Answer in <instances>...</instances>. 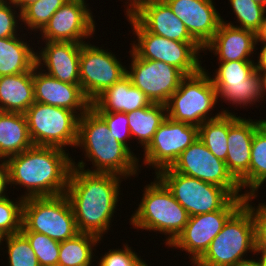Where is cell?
Wrapping results in <instances>:
<instances>
[{
    "mask_svg": "<svg viewBox=\"0 0 266 266\" xmlns=\"http://www.w3.org/2000/svg\"><path fill=\"white\" fill-rule=\"evenodd\" d=\"M75 164L72 161L65 195L71 204L78 232L102 239L111 227L123 178L112 173L86 171L83 160Z\"/></svg>",
    "mask_w": 266,
    "mask_h": 266,
    "instance_id": "1",
    "label": "cell"
},
{
    "mask_svg": "<svg viewBox=\"0 0 266 266\" xmlns=\"http://www.w3.org/2000/svg\"><path fill=\"white\" fill-rule=\"evenodd\" d=\"M68 154L59 147L33 145L7 158L10 185L27 188L23 199L65 194L73 167Z\"/></svg>",
    "mask_w": 266,
    "mask_h": 266,
    "instance_id": "2",
    "label": "cell"
},
{
    "mask_svg": "<svg viewBox=\"0 0 266 266\" xmlns=\"http://www.w3.org/2000/svg\"><path fill=\"white\" fill-rule=\"evenodd\" d=\"M82 147L92 162L89 172L112 173L125 178L138 175L139 158L114 138L105 120L90 107L78 122L76 147Z\"/></svg>",
    "mask_w": 266,
    "mask_h": 266,
    "instance_id": "3",
    "label": "cell"
},
{
    "mask_svg": "<svg viewBox=\"0 0 266 266\" xmlns=\"http://www.w3.org/2000/svg\"><path fill=\"white\" fill-rule=\"evenodd\" d=\"M155 179L144 187L143 197L130 223L135 229L169 235L165 240L167 246L183 231L189 215L168 188L157 177Z\"/></svg>",
    "mask_w": 266,
    "mask_h": 266,
    "instance_id": "4",
    "label": "cell"
},
{
    "mask_svg": "<svg viewBox=\"0 0 266 266\" xmlns=\"http://www.w3.org/2000/svg\"><path fill=\"white\" fill-rule=\"evenodd\" d=\"M203 67L198 73L185 76L179 88L165 104L167 116L172 120L200 126L207 120L218 118L228 110L220 111L215 116H208L218 102L217 91Z\"/></svg>",
    "mask_w": 266,
    "mask_h": 266,
    "instance_id": "5",
    "label": "cell"
},
{
    "mask_svg": "<svg viewBox=\"0 0 266 266\" xmlns=\"http://www.w3.org/2000/svg\"><path fill=\"white\" fill-rule=\"evenodd\" d=\"M248 251L255 253L254 223L250 210L242 204L194 266H232Z\"/></svg>",
    "mask_w": 266,
    "mask_h": 266,
    "instance_id": "6",
    "label": "cell"
},
{
    "mask_svg": "<svg viewBox=\"0 0 266 266\" xmlns=\"http://www.w3.org/2000/svg\"><path fill=\"white\" fill-rule=\"evenodd\" d=\"M20 232L42 233L59 242L73 238L79 232L67 196L24 199Z\"/></svg>",
    "mask_w": 266,
    "mask_h": 266,
    "instance_id": "7",
    "label": "cell"
},
{
    "mask_svg": "<svg viewBox=\"0 0 266 266\" xmlns=\"http://www.w3.org/2000/svg\"><path fill=\"white\" fill-rule=\"evenodd\" d=\"M137 42L132 52L138 57L162 61L179 69L185 76L198 73L203 67L198 56L203 47L198 42H180L153 34L146 30L133 16L127 17Z\"/></svg>",
    "mask_w": 266,
    "mask_h": 266,
    "instance_id": "8",
    "label": "cell"
},
{
    "mask_svg": "<svg viewBox=\"0 0 266 266\" xmlns=\"http://www.w3.org/2000/svg\"><path fill=\"white\" fill-rule=\"evenodd\" d=\"M24 115L33 145L62 149L66 146H76L79 113L34 102Z\"/></svg>",
    "mask_w": 266,
    "mask_h": 266,
    "instance_id": "9",
    "label": "cell"
},
{
    "mask_svg": "<svg viewBox=\"0 0 266 266\" xmlns=\"http://www.w3.org/2000/svg\"><path fill=\"white\" fill-rule=\"evenodd\" d=\"M156 177L187 211L189 217L221 210L233 196L221 186L175 172L171 167Z\"/></svg>",
    "mask_w": 266,
    "mask_h": 266,
    "instance_id": "10",
    "label": "cell"
},
{
    "mask_svg": "<svg viewBox=\"0 0 266 266\" xmlns=\"http://www.w3.org/2000/svg\"><path fill=\"white\" fill-rule=\"evenodd\" d=\"M182 175L224 187L233 197H246L239 182L228 171L226 163L215 157L198 138L178 157L171 167Z\"/></svg>",
    "mask_w": 266,
    "mask_h": 266,
    "instance_id": "11",
    "label": "cell"
},
{
    "mask_svg": "<svg viewBox=\"0 0 266 266\" xmlns=\"http://www.w3.org/2000/svg\"><path fill=\"white\" fill-rule=\"evenodd\" d=\"M126 75V67L114 54L88 42L82 43L79 63L80 85L91 102Z\"/></svg>",
    "mask_w": 266,
    "mask_h": 266,
    "instance_id": "12",
    "label": "cell"
},
{
    "mask_svg": "<svg viewBox=\"0 0 266 266\" xmlns=\"http://www.w3.org/2000/svg\"><path fill=\"white\" fill-rule=\"evenodd\" d=\"M245 197H233L221 210L189 217L188 223L168 246L180 248L192 255L194 264L220 233L228 218L244 203Z\"/></svg>",
    "mask_w": 266,
    "mask_h": 266,
    "instance_id": "13",
    "label": "cell"
},
{
    "mask_svg": "<svg viewBox=\"0 0 266 266\" xmlns=\"http://www.w3.org/2000/svg\"><path fill=\"white\" fill-rule=\"evenodd\" d=\"M198 138V126L175 121L167 116L144 149L143 164L154 167L155 174L170 168Z\"/></svg>",
    "mask_w": 266,
    "mask_h": 266,
    "instance_id": "14",
    "label": "cell"
},
{
    "mask_svg": "<svg viewBox=\"0 0 266 266\" xmlns=\"http://www.w3.org/2000/svg\"><path fill=\"white\" fill-rule=\"evenodd\" d=\"M131 69L127 76L132 84L142 91L151 103L166 104L179 88L185 75L176 67L162 61L138 58L132 51Z\"/></svg>",
    "mask_w": 266,
    "mask_h": 266,
    "instance_id": "15",
    "label": "cell"
},
{
    "mask_svg": "<svg viewBox=\"0 0 266 266\" xmlns=\"http://www.w3.org/2000/svg\"><path fill=\"white\" fill-rule=\"evenodd\" d=\"M95 25L85 0H68L40 32L46 41L85 43L83 39L94 34Z\"/></svg>",
    "mask_w": 266,
    "mask_h": 266,
    "instance_id": "16",
    "label": "cell"
},
{
    "mask_svg": "<svg viewBox=\"0 0 266 266\" xmlns=\"http://www.w3.org/2000/svg\"><path fill=\"white\" fill-rule=\"evenodd\" d=\"M163 1L202 47L214 37L222 22L220 14L213 5V0Z\"/></svg>",
    "mask_w": 266,
    "mask_h": 266,
    "instance_id": "17",
    "label": "cell"
},
{
    "mask_svg": "<svg viewBox=\"0 0 266 266\" xmlns=\"http://www.w3.org/2000/svg\"><path fill=\"white\" fill-rule=\"evenodd\" d=\"M33 83L35 102L79 112V116L91 107V101L84 94L80 84L57 80L44 73L37 65L33 69Z\"/></svg>",
    "mask_w": 266,
    "mask_h": 266,
    "instance_id": "18",
    "label": "cell"
},
{
    "mask_svg": "<svg viewBox=\"0 0 266 266\" xmlns=\"http://www.w3.org/2000/svg\"><path fill=\"white\" fill-rule=\"evenodd\" d=\"M259 120L240 117L228 130L226 166L241 189L250 188L251 144Z\"/></svg>",
    "mask_w": 266,
    "mask_h": 266,
    "instance_id": "19",
    "label": "cell"
},
{
    "mask_svg": "<svg viewBox=\"0 0 266 266\" xmlns=\"http://www.w3.org/2000/svg\"><path fill=\"white\" fill-rule=\"evenodd\" d=\"M44 42L46 43L45 47L39 51V55L38 52L36 53L38 68L42 69L44 65L46 70L42 71L57 80L69 84H80L79 63L82 43Z\"/></svg>",
    "mask_w": 266,
    "mask_h": 266,
    "instance_id": "20",
    "label": "cell"
},
{
    "mask_svg": "<svg viewBox=\"0 0 266 266\" xmlns=\"http://www.w3.org/2000/svg\"><path fill=\"white\" fill-rule=\"evenodd\" d=\"M214 37L203 47L218 55L219 62L252 61L256 50V33L227 24L224 19ZM254 51V52H253Z\"/></svg>",
    "mask_w": 266,
    "mask_h": 266,
    "instance_id": "21",
    "label": "cell"
},
{
    "mask_svg": "<svg viewBox=\"0 0 266 266\" xmlns=\"http://www.w3.org/2000/svg\"><path fill=\"white\" fill-rule=\"evenodd\" d=\"M133 17L153 34L180 42H197L163 0L142 6Z\"/></svg>",
    "mask_w": 266,
    "mask_h": 266,
    "instance_id": "22",
    "label": "cell"
},
{
    "mask_svg": "<svg viewBox=\"0 0 266 266\" xmlns=\"http://www.w3.org/2000/svg\"><path fill=\"white\" fill-rule=\"evenodd\" d=\"M147 96L126 75L104 90L92 102L95 111L128 113L151 105Z\"/></svg>",
    "mask_w": 266,
    "mask_h": 266,
    "instance_id": "23",
    "label": "cell"
},
{
    "mask_svg": "<svg viewBox=\"0 0 266 266\" xmlns=\"http://www.w3.org/2000/svg\"><path fill=\"white\" fill-rule=\"evenodd\" d=\"M34 102L33 70L0 76V111L24 114Z\"/></svg>",
    "mask_w": 266,
    "mask_h": 266,
    "instance_id": "24",
    "label": "cell"
},
{
    "mask_svg": "<svg viewBox=\"0 0 266 266\" xmlns=\"http://www.w3.org/2000/svg\"><path fill=\"white\" fill-rule=\"evenodd\" d=\"M32 146L25 115L0 111V159L6 160Z\"/></svg>",
    "mask_w": 266,
    "mask_h": 266,
    "instance_id": "25",
    "label": "cell"
},
{
    "mask_svg": "<svg viewBox=\"0 0 266 266\" xmlns=\"http://www.w3.org/2000/svg\"><path fill=\"white\" fill-rule=\"evenodd\" d=\"M36 66V52L20 37L0 38V76L32 71Z\"/></svg>",
    "mask_w": 266,
    "mask_h": 266,
    "instance_id": "26",
    "label": "cell"
},
{
    "mask_svg": "<svg viewBox=\"0 0 266 266\" xmlns=\"http://www.w3.org/2000/svg\"><path fill=\"white\" fill-rule=\"evenodd\" d=\"M132 138L144 149L152 141L155 132L167 117L164 104L152 103L147 107L126 113Z\"/></svg>",
    "mask_w": 266,
    "mask_h": 266,
    "instance_id": "27",
    "label": "cell"
},
{
    "mask_svg": "<svg viewBox=\"0 0 266 266\" xmlns=\"http://www.w3.org/2000/svg\"><path fill=\"white\" fill-rule=\"evenodd\" d=\"M240 118L235 114H221L207 120L198 127L199 139L218 159L226 161L228 152V130Z\"/></svg>",
    "mask_w": 266,
    "mask_h": 266,
    "instance_id": "28",
    "label": "cell"
},
{
    "mask_svg": "<svg viewBox=\"0 0 266 266\" xmlns=\"http://www.w3.org/2000/svg\"><path fill=\"white\" fill-rule=\"evenodd\" d=\"M100 240L96 235L79 232L73 238L61 241L58 266H91L93 247Z\"/></svg>",
    "mask_w": 266,
    "mask_h": 266,
    "instance_id": "29",
    "label": "cell"
},
{
    "mask_svg": "<svg viewBox=\"0 0 266 266\" xmlns=\"http://www.w3.org/2000/svg\"><path fill=\"white\" fill-rule=\"evenodd\" d=\"M218 98H223L232 105H240V107L254 105L256 101L259 102L263 96V87L261 78L256 70L249 78L247 84H238L230 86H214Z\"/></svg>",
    "mask_w": 266,
    "mask_h": 266,
    "instance_id": "30",
    "label": "cell"
},
{
    "mask_svg": "<svg viewBox=\"0 0 266 266\" xmlns=\"http://www.w3.org/2000/svg\"><path fill=\"white\" fill-rule=\"evenodd\" d=\"M264 182H266V131L260 125L255 130L251 144L250 190L245 192L246 196L258 193Z\"/></svg>",
    "mask_w": 266,
    "mask_h": 266,
    "instance_id": "31",
    "label": "cell"
},
{
    "mask_svg": "<svg viewBox=\"0 0 266 266\" xmlns=\"http://www.w3.org/2000/svg\"><path fill=\"white\" fill-rule=\"evenodd\" d=\"M219 68L210 79L214 86L247 84L248 78L256 71L253 61L219 62Z\"/></svg>",
    "mask_w": 266,
    "mask_h": 266,
    "instance_id": "32",
    "label": "cell"
},
{
    "mask_svg": "<svg viewBox=\"0 0 266 266\" xmlns=\"http://www.w3.org/2000/svg\"><path fill=\"white\" fill-rule=\"evenodd\" d=\"M68 0H38L28 5L21 12V22L28 26V29L41 31L49 22L55 12Z\"/></svg>",
    "mask_w": 266,
    "mask_h": 266,
    "instance_id": "33",
    "label": "cell"
},
{
    "mask_svg": "<svg viewBox=\"0 0 266 266\" xmlns=\"http://www.w3.org/2000/svg\"><path fill=\"white\" fill-rule=\"evenodd\" d=\"M6 241L10 266H40L27 238L21 233L1 237Z\"/></svg>",
    "mask_w": 266,
    "mask_h": 266,
    "instance_id": "34",
    "label": "cell"
},
{
    "mask_svg": "<svg viewBox=\"0 0 266 266\" xmlns=\"http://www.w3.org/2000/svg\"><path fill=\"white\" fill-rule=\"evenodd\" d=\"M229 1L240 25H234L230 22L227 24L243 29H248L256 33L261 27L262 18L266 8L258 3H255L253 0Z\"/></svg>",
    "mask_w": 266,
    "mask_h": 266,
    "instance_id": "35",
    "label": "cell"
},
{
    "mask_svg": "<svg viewBox=\"0 0 266 266\" xmlns=\"http://www.w3.org/2000/svg\"><path fill=\"white\" fill-rule=\"evenodd\" d=\"M29 241L40 266H58L60 242L38 232H21Z\"/></svg>",
    "mask_w": 266,
    "mask_h": 266,
    "instance_id": "36",
    "label": "cell"
},
{
    "mask_svg": "<svg viewBox=\"0 0 266 266\" xmlns=\"http://www.w3.org/2000/svg\"><path fill=\"white\" fill-rule=\"evenodd\" d=\"M12 201L8 195L0 198V237L19 233L22 229L24 199Z\"/></svg>",
    "mask_w": 266,
    "mask_h": 266,
    "instance_id": "37",
    "label": "cell"
},
{
    "mask_svg": "<svg viewBox=\"0 0 266 266\" xmlns=\"http://www.w3.org/2000/svg\"><path fill=\"white\" fill-rule=\"evenodd\" d=\"M257 194L247 195L244 199V205L250 210L254 223L255 250H266V205L258 204L257 207L250 203L256 199ZM256 209H255V208Z\"/></svg>",
    "mask_w": 266,
    "mask_h": 266,
    "instance_id": "38",
    "label": "cell"
},
{
    "mask_svg": "<svg viewBox=\"0 0 266 266\" xmlns=\"http://www.w3.org/2000/svg\"><path fill=\"white\" fill-rule=\"evenodd\" d=\"M107 123L114 138L125 145L130 151L127 140L131 137L126 113L96 111ZM128 138V139H127Z\"/></svg>",
    "mask_w": 266,
    "mask_h": 266,
    "instance_id": "39",
    "label": "cell"
},
{
    "mask_svg": "<svg viewBox=\"0 0 266 266\" xmlns=\"http://www.w3.org/2000/svg\"><path fill=\"white\" fill-rule=\"evenodd\" d=\"M12 8H17L12 0H3L0 3V38L14 37L19 35L16 33L18 29V25L16 24H20L18 22L21 19V12L15 11ZM16 14L19 20L16 19Z\"/></svg>",
    "mask_w": 266,
    "mask_h": 266,
    "instance_id": "40",
    "label": "cell"
},
{
    "mask_svg": "<svg viewBox=\"0 0 266 266\" xmlns=\"http://www.w3.org/2000/svg\"><path fill=\"white\" fill-rule=\"evenodd\" d=\"M123 247L124 249H109V252L100 257L98 266H135L141 258L127 244Z\"/></svg>",
    "mask_w": 266,
    "mask_h": 266,
    "instance_id": "41",
    "label": "cell"
},
{
    "mask_svg": "<svg viewBox=\"0 0 266 266\" xmlns=\"http://www.w3.org/2000/svg\"><path fill=\"white\" fill-rule=\"evenodd\" d=\"M0 198L6 197L7 193L5 191L9 186V170L5 160H0Z\"/></svg>",
    "mask_w": 266,
    "mask_h": 266,
    "instance_id": "42",
    "label": "cell"
},
{
    "mask_svg": "<svg viewBox=\"0 0 266 266\" xmlns=\"http://www.w3.org/2000/svg\"><path fill=\"white\" fill-rule=\"evenodd\" d=\"M130 1V3H129ZM153 1H156V0H128L127 3L128 6H127V10H126V17H130V16H133L142 6L148 4V3H151Z\"/></svg>",
    "mask_w": 266,
    "mask_h": 266,
    "instance_id": "43",
    "label": "cell"
},
{
    "mask_svg": "<svg viewBox=\"0 0 266 266\" xmlns=\"http://www.w3.org/2000/svg\"><path fill=\"white\" fill-rule=\"evenodd\" d=\"M258 42H261L263 46L258 55L259 60L257 63L255 62V68L256 70H266V42L256 41V44H258Z\"/></svg>",
    "mask_w": 266,
    "mask_h": 266,
    "instance_id": "44",
    "label": "cell"
},
{
    "mask_svg": "<svg viewBox=\"0 0 266 266\" xmlns=\"http://www.w3.org/2000/svg\"><path fill=\"white\" fill-rule=\"evenodd\" d=\"M266 10L264 12L260 29L256 32V41L266 42Z\"/></svg>",
    "mask_w": 266,
    "mask_h": 266,
    "instance_id": "45",
    "label": "cell"
},
{
    "mask_svg": "<svg viewBox=\"0 0 266 266\" xmlns=\"http://www.w3.org/2000/svg\"><path fill=\"white\" fill-rule=\"evenodd\" d=\"M258 259H242V260H239L237 263H235L234 265L232 266H261V262L260 260Z\"/></svg>",
    "mask_w": 266,
    "mask_h": 266,
    "instance_id": "46",
    "label": "cell"
},
{
    "mask_svg": "<svg viewBox=\"0 0 266 266\" xmlns=\"http://www.w3.org/2000/svg\"><path fill=\"white\" fill-rule=\"evenodd\" d=\"M38 0H12L19 12H22L28 5L34 3Z\"/></svg>",
    "mask_w": 266,
    "mask_h": 266,
    "instance_id": "47",
    "label": "cell"
},
{
    "mask_svg": "<svg viewBox=\"0 0 266 266\" xmlns=\"http://www.w3.org/2000/svg\"><path fill=\"white\" fill-rule=\"evenodd\" d=\"M257 71H258V75L262 81L263 96H264V94L266 93V70H257Z\"/></svg>",
    "mask_w": 266,
    "mask_h": 266,
    "instance_id": "48",
    "label": "cell"
},
{
    "mask_svg": "<svg viewBox=\"0 0 266 266\" xmlns=\"http://www.w3.org/2000/svg\"><path fill=\"white\" fill-rule=\"evenodd\" d=\"M261 254L259 260L261 262V266H266V250H255V254Z\"/></svg>",
    "mask_w": 266,
    "mask_h": 266,
    "instance_id": "49",
    "label": "cell"
},
{
    "mask_svg": "<svg viewBox=\"0 0 266 266\" xmlns=\"http://www.w3.org/2000/svg\"><path fill=\"white\" fill-rule=\"evenodd\" d=\"M135 266H148V264H146V262L143 259H140Z\"/></svg>",
    "mask_w": 266,
    "mask_h": 266,
    "instance_id": "50",
    "label": "cell"
},
{
    "mask_svg": "<svg viewBox=\"0 0 266 266\" xmlns=\"http://www.w3.org/2000/svg\"><path fill=\"white\" fill-rule=\"evenodd\" d=\"M255 3H258L266 8V0H253Z\"/></svg>",
    "mask_w": 266,
    "mask_h": 266,
    "instance_id": "51",
    "label": "cell"
},
{
    "mask_svg": "<svg viewBox=\"0 0 266 266\" xmlns=\"http://www.w3.org/2000/svg\"><path fill=\"white\" fill-rule=\"evenodd\" d=\"M259 121H260V125L262 126V128L266 131V120L262 119V120H259Z\"/></svg>",
    "mask_w": 266,
    "mask_h": 266,
    "instance_id": "52",
    "label": "cell"
}]
</instances>
